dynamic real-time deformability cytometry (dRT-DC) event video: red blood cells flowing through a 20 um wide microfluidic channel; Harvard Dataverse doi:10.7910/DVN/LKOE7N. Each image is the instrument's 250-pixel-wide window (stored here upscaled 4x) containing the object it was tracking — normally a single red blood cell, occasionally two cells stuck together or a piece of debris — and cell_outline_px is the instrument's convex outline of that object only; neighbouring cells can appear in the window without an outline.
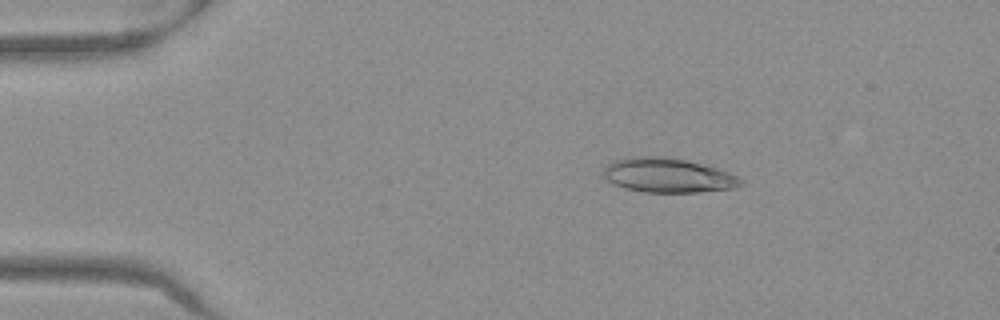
{"species": "Egyptian fruit bat (a non-hibernating species)", "species_latin": "Rousettus aegyptiacus", "temperature_condition": "warm", "stored_images_in_passage": 51, "camera_frame_rate_fps": 3000, "um_per_image_px": 0.085, "frame": {"image": 1, "passage_image": 9, "time_ms": 2.667, "image_size_px": [1000, 320], "cell_outline_px": [[744, 180], [736, 188], [700, 192], [644, 192], [624, 188], [608, 180], [604, 176], [604, 164], [612, 160], [628, 156], [664, 156], [684, 160], [716, 168], [728, 172]], "centroid_in_image_um": [56.73, 14.89], "position_along_channel_um": 28.3, "area_um2": 27.57}}
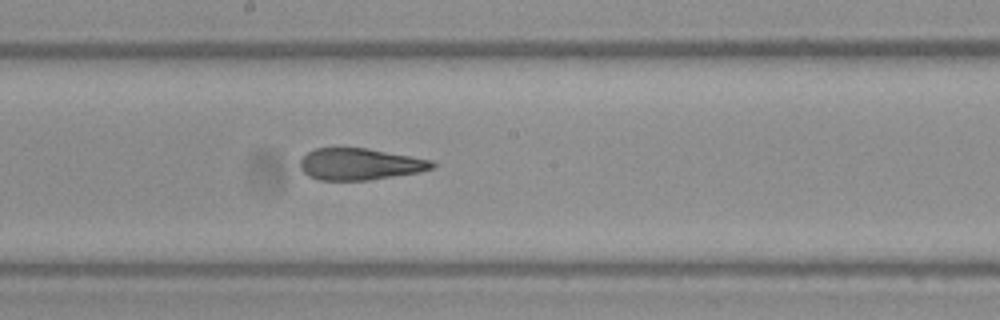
{"frame": {"image": 2, "passage_image": 28, "time_ms": 9.0, "image_size_px": [1000, 320], "cell_outline_px": [[436, 164], [432, 168], [420, 172], [368, 180], [320, 180], [308, 176], [300, 168], [300, 160], [308, 152], [316, 148], [368, 148], [412, 156], [432, 160]], "centroid_in_image_um": [30.59, 13.95], "position_along_channel_um": 217.6, "area_um2": 24.33}}
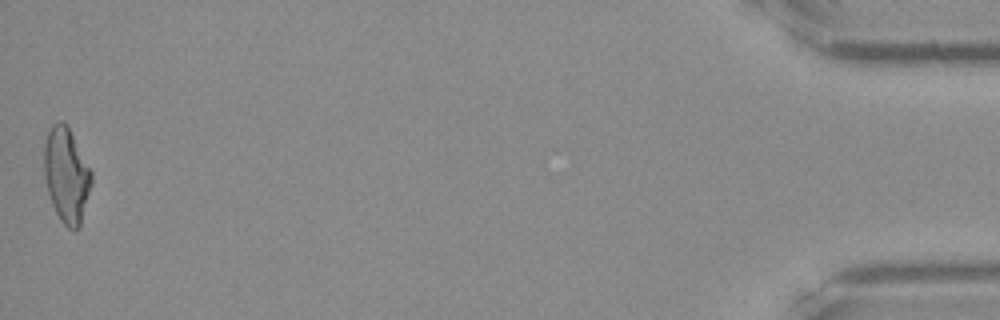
{"frame": {"image": 3, "passage_image": 51, "time_ms": 16.667, "image_size_px": [1000, 320], "cell_outline_px": [[92, 184], [80, 228], [76, 232], [68, 228], [60, 220], [52, 204], [48, 192], [44, 176], [44, 144], [48, 132], [52, 124], [56, 120], [60, 120], [68, 124], [92, 172]], "centroid_in_image_um": [5.66, 14.88], "position_along_channel_um": 429.5, "area_um2": 26.65}, "authors_computed_cell_mechanics": {"area_um2": 25.8366, "velocity_mm_per_s": 3.9872, "shape_relaxation_time_tau1_ms": null, "shape_relaxation_time_tau2_ms": 1.8503, "deformation_change_tau1": null, "deformation_change_tau2": 0.1005}}